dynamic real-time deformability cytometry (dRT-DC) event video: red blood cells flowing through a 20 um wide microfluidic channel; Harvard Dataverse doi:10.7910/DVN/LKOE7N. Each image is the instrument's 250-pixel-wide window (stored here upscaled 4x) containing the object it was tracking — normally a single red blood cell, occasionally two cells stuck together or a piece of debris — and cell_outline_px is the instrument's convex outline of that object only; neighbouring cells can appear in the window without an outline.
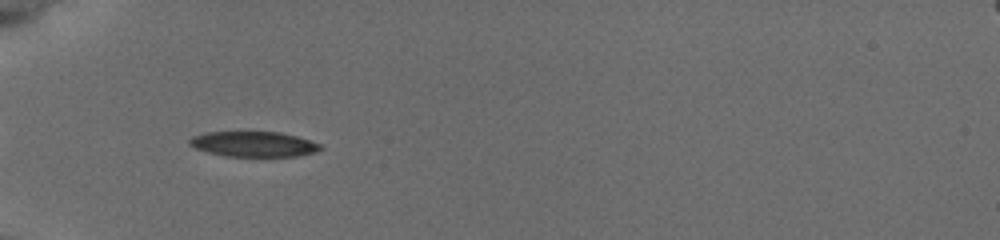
{"species": "common noctule bat (a hibernating species)", "species_latin": "Nyctalus noctula", "temperature_condition": "cold", "stored_images_in_passage": 17, "camera_frame_rate_fps": 3000, "um_per_image_px": 0.085, "animal": {"sex": "female", "body_mass_g": 19.5, "forearm_length_mm": 54.1}, "frame": {"image": 1, "passage_image": 5, "time_ms": 1.333, "image_size_px": [1000, 240], "cell_outline_px": [[324, 148], [312, 152], [296, 156], [224, 156], [208, 152], [196, 148], [188, 144], [188, 140], [192, 136], [204, 132], [280, 132], [296, 136], [320, 144]], "centroid_in_image_um": [21.51, 12.24], "position_along_channel_um": 63.5, "area_um2": 19.13}}
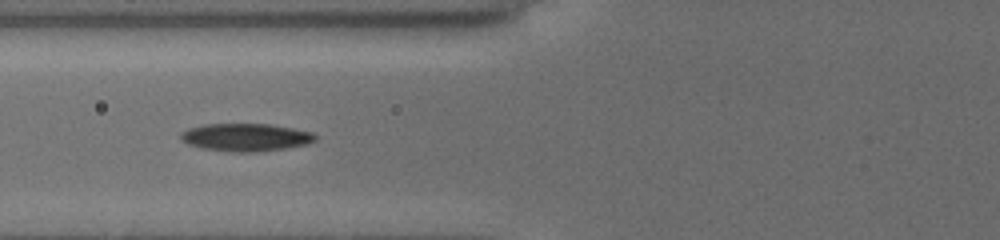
{"frame": {"image": 2, "passage_image": 10, "time_ms": 2.667, "image_size_px": [1000, 240], "cell_outline_px": [[316, 140], [308, 144], [288, 148], [260, 152], [228, 152], [200, 148], [188, 144], [180, 140], [180, 132], [188, 128], [204, 124], [268, 124], [292, 128], [312, 132], [316, 136]], "centroid_in_image_um": [20.86, 11.68], "position_along_channel_um": 104.9, "area_um2": 22.08}}